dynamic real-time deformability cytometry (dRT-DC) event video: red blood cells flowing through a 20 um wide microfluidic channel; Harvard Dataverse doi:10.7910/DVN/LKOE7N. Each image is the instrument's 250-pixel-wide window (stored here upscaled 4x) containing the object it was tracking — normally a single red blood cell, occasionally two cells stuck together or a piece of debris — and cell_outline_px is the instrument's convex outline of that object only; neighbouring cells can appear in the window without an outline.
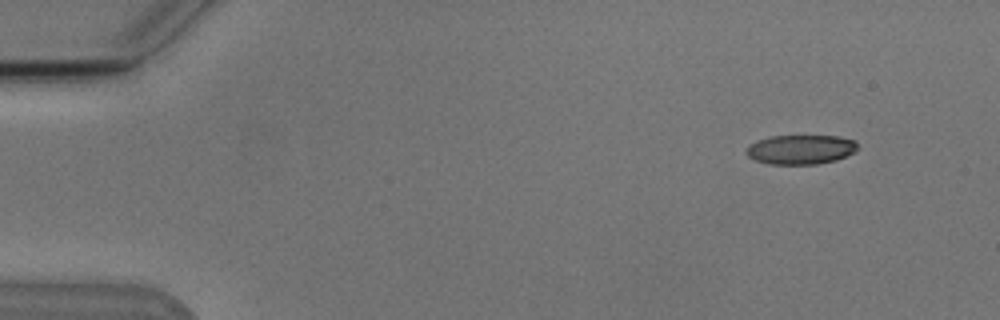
{"species": "Egyptian fruit bat (a non-hibernating species)", "species_latin": "Rousettus aegyptiacus", "temperature_condition": "cold", "stored_images_in_passage": 4, "camera_frame_rate_fps": 3000, "um_per_image_px": 0.085, "animal": {"sex": "male"}, "frame": {"image": 1, "passage_image": 1, "time_ms": 0.0, "image_size_px": [1000, 320], "cell_outline_px": [[860, 148], [836, 160], [816, 164], [768, 164], [756, 160], [748, 156], [744, 152], [744, 148], [748, 144], [756, 140], [772, 136], [836, 136], [856, 140]], "centroid_in_image_um": [68.02, 12.7], "position_along_channel_um": 17.0, "area_um2": 19.25}}
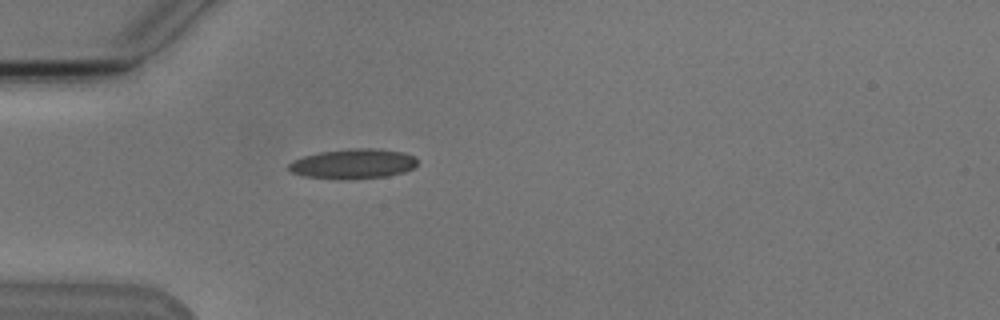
{"frame": {"image": 2, "passage_image": 4, "time_ms": 3.667, "image_size_px": [1000, 320], "cell_outline_px": [[416, 164], [412, 168], [404, 172], [388, 176], [304, 176], [292, 172], [288, 168], [288, 164], [292, 160], [304, 156], [320, 152], [348, 148], [376, 148], [404, 152], [412, 156], [416, 160]], "centroid_in_image_um": [30.03, 13.86], "position_along_channel_um": 55.0, "area_um2": 21.27}}